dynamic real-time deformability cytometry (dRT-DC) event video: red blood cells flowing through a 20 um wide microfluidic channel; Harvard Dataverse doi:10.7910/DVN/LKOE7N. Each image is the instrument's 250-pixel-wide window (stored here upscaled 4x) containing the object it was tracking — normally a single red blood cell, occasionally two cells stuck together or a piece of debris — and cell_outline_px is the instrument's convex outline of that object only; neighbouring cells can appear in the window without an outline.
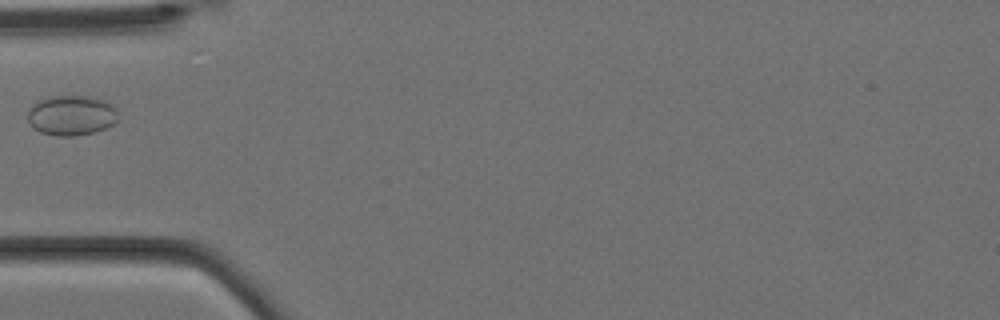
{"species": "Egyptian fruit bat (a non-hibernating species)", "species_latin": "Rousettus aegyptiacus", "temperature_condition": "cold", "stored_images_in_passage": 5, "camera_frame_rate_fps": 3000, "um_per_image_px": 0.085, "animal": {"sex": "female"}, "frame": {"image": 1, "passage_image": 4, "time_ms": 1.0, "image_size_px": [1000, 320], "cell_outline_px": [[120, 120], [116, 124], [92, 132], [76, 136], [56, 136], [40, 132], [32, 128], [28, 124], [28, 108], [32, 104], [40, 100], [52, 96], [84, 96], [104, 100], [116, 108]], "centroid_in_image_um": [6.07, 9.82], "position_along_channel_um": 78.9, "area_um2": 21.39}}